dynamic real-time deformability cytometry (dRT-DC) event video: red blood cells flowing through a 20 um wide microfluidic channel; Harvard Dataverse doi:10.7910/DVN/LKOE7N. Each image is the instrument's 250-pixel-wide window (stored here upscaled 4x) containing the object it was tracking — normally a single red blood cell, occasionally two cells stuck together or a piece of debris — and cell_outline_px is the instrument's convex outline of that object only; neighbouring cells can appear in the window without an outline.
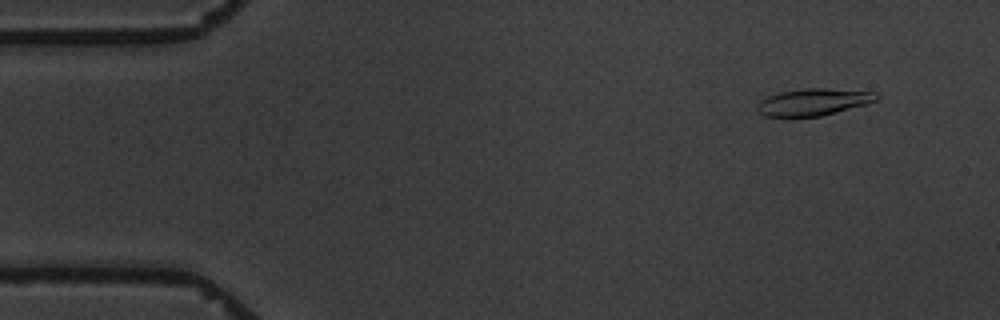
{"species": "common noctule bat (a hibernating species)", "species_latin": "Nyctalus noctula", "temperature_condition": "warm", "stored_images_in_passage": 5, "camera_frame_rate_fps": 3000, "um_per_image_px": 0.085, "animal": {"sex": "male", "body_mass_g": 19.5, "forearm_length_mm": 54.6}, "frame": {"image": 1, "passage_image": 1, "time_ms": 0.0, "image_size_px": [1000, 320], "cell_outline_px": [[880, 96], [876, 100], [868, 104], [820, 116], [764, 116], [756, 108], [756, 104], [760, 100], [768, 96], [780, 92], [804, 88], [824, 88], [876, 92]], "centroid_in_image_um": [69.15, 8.66], "position_along_channel_um": 15.9, "area_um2": 18.67}}